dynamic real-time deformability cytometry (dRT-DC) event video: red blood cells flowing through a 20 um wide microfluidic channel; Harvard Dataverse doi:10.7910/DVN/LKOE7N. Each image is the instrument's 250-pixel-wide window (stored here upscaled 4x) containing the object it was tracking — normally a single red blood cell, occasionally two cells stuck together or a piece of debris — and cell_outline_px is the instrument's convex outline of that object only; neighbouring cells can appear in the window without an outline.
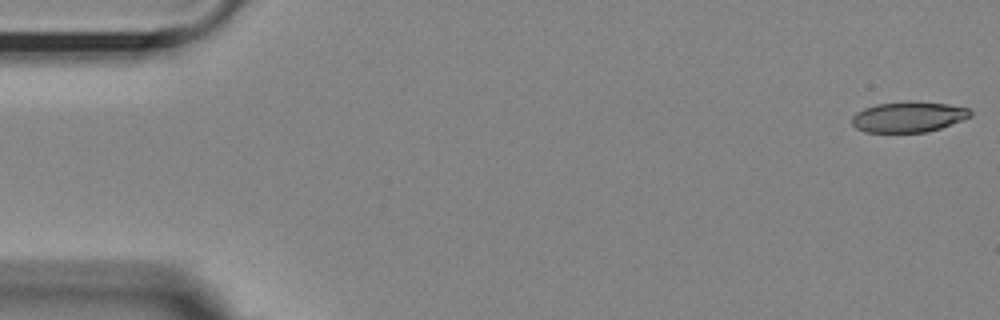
{"species": "Egyptian fruit bat (a non-hibernating species)", "species_latin": "Rousettus aegyptiacus", "temperature_condition": "room temperature", "stored_images_in_passage": 55, "camera_frame_rate_fps": 3000, "um_per_image_px": 0.085, "animal": {"sex": "female"}, "frame": {"image": 1, "passage_image": 1, "time_ms": 0.0, "image_size_px": [1000, 320], "cell_outline_px": [[972, 116], [940, 128], [928, 132], [864, 132], [856, 128], [852, 124], [852, 116], [856, 112], [864, 108], [876, 104], [908, 100], [916, 100], [948, 104], [968, 108], [972, 112]], "centroid_in_image_um": [77.21, 9.92], "position_along_channel_um": 7.8, "area_um2": 21.39}}
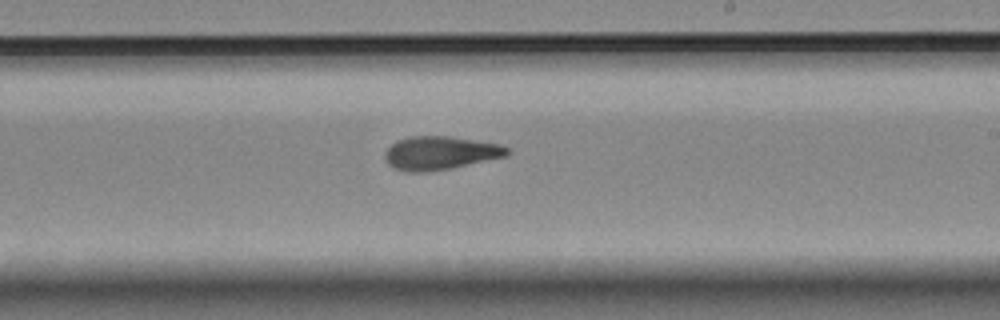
{"frame": {"image": 2, "passage_image": 32, "time_ms": 10.333, "image_size_px": [1000, 320], "cell_outline_px": [[512, 152], [504, 156], [448, 168], [424, 172], [404, 172], [392, 168], [388, 164], [384, 156], [384, 152], [396, 140], [412, 136], [448, 136], [500, 144], [508, 148]], "centroid_in_image_um": [37.35, 13.0], "position_along_channel_um": 251.7, "area_um2": 23.58}}
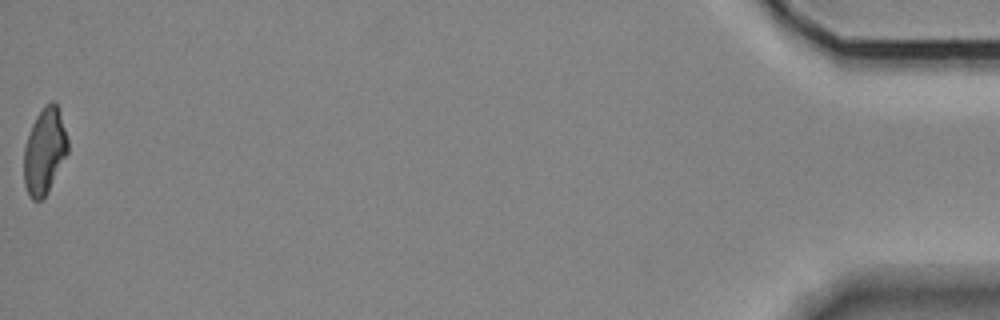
{"frame": {"image": 3, "passage_image": 55, "time_ms": 18.0, "image_size_px": [1000, 320], "cell_outline_px": [[68, 152], [48, 192], [40, 200], [32, 200], [24, 184], [24, 148], [32, 124], [36, 116], [44, 104], [52, 100], [56, 100], [60, 112], [68, 140]], "centroid_in_image_um": [3.79, 12.8], "position_along_channel_um": 431.4, "area_um2": 22.02}, "authors_computed_cell_mechanics": {"area_um2": 23.12, "velocity_mm_per_s": 3.6123, "shape_relaxation_time_tau1_ms": null, "shape_relaxation_time_tau2_ms": 3.5358, "deformation_change_tau1": null, "deformation_change_tau2": 0.1169}}